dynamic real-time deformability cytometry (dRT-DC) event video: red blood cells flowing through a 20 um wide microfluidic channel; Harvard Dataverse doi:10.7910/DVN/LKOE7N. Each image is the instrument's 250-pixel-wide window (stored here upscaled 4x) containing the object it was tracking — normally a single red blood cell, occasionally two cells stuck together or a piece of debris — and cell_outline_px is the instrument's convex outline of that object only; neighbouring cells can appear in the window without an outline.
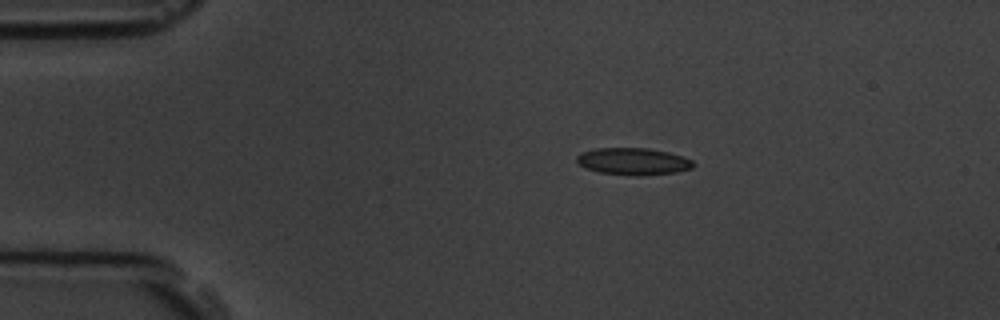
{"species": "common noctule bat (a hibernating species)", "species_latin": "Nyctalus noctula", "temperature_condition": "room temperature", "stored_images_in_passage": 3, "camera_frame_rate_fps": 3000, "um_per_image_px": 0.085, "animal": {"sex": "male", "body_mass_g": 19.5, "forearm_length_mm": 54.6}, "frame": {"image": 1, "passage_image": 2, "time_ms": 1.333, "image_size_px": [1000, 320], "cell_outline_px": [[696, 164], [692, 168], [676, 172], [600, 172], [588, 168], [580, 164], [576, 160], [576, 156], [584, 152], [596, 148], [648, 148], [668, 152], [692, 160]], "centroid_in_image_um": [53.83, 13.65], "position_along_channel_um": 31.2, "area_um2": 16.99}}